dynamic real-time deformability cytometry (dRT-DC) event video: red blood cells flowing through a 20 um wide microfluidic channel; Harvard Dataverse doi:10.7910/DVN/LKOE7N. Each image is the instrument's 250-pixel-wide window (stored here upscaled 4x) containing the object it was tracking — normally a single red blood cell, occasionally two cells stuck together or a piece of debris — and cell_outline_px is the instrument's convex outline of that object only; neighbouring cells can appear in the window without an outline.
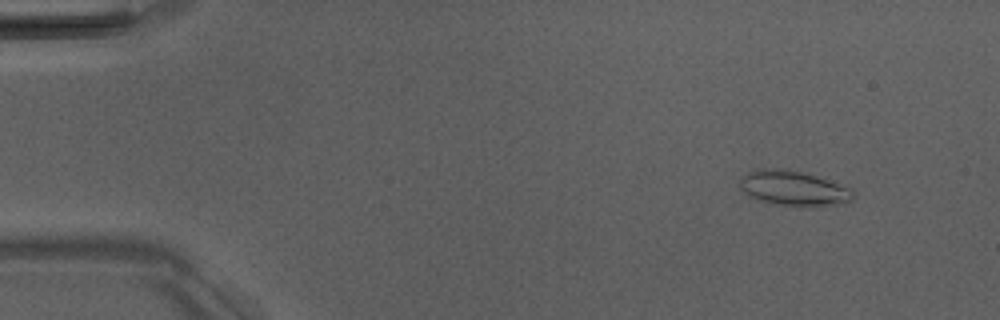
{"species": "Egyptian fruit bat (a non-hibernating species)", "species_latin": "Rousettus aegyptiacus", "temperature_condition": "room temperature", "stored_images_in_passage": 4, "camera_frame_rate_fps": 3000, "um_per_image_px": 0.085, "animal": {"sex": "male"}, "frame": {"image": 1, "passage_image": 2, "time_ms": 1.0, "image_size_px": [1000, 320], "cell_outline_px": [[852, 200], [836, 204], [804, 208], [776, 204], [756, 200], [744, 192], [740, 188], [740, 176], [748, 172], [764, 168], [788, 168], [852, 188]], "centroid_in_image_um": [67.4, 16.01], "position_along_channel_um": 17.6, "area_um2": 23.18}}